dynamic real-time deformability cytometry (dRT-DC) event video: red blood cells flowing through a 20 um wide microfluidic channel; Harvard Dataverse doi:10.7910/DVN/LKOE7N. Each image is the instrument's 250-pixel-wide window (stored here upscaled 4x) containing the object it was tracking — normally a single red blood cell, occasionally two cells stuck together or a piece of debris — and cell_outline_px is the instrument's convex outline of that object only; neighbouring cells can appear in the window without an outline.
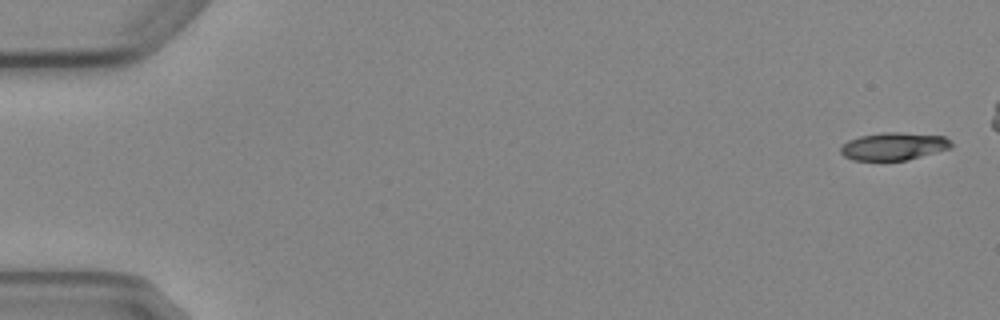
{"species": "Egyptian fruit bat (a non-hibernating species)", "species_latin": "Rousettus aegyptiacus", "temperature_condition": "cold", "stored_images_in_passage": 4, "camera_frame_rate_fps": 3000, "um_per_image_px": 0.085, "animal": {"sex": "female"}, "frame": {"image": 1, "passage_image": 1, "time_ms": 0.0, "image_size_px": [1000, 320], "cell_outline_px": [[952, 148], [908, 160], [852, 160], [844, 156], [840, 152], [840, 148], [848, 140], [860, 136], [880, 132], [900, 132], [944, 136], [952, 144]], "centroid_in_image_um": [75.96, 12.43], "position_along_channel_um": 9.0, "area_um2": 17.86}}